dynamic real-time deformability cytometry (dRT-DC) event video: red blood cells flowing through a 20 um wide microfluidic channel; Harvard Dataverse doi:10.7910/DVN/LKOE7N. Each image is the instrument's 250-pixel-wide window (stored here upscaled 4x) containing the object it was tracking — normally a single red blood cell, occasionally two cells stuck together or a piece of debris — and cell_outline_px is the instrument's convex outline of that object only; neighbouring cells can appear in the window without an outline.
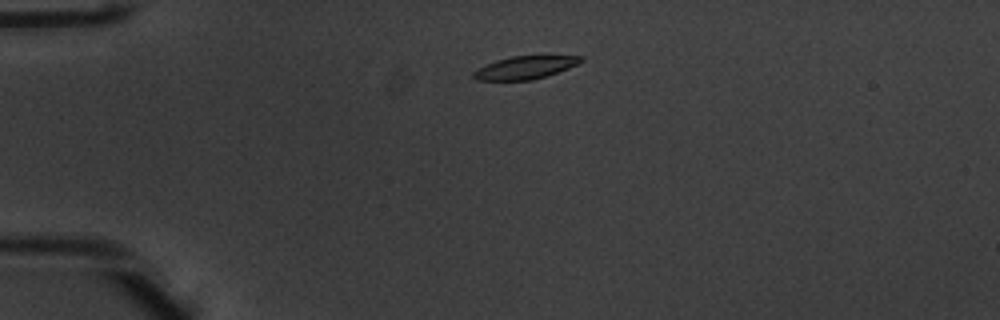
{"species": "common noctule bat (a hibernating species)", "species_latin": "Nyctalus noctula", "temperature_condition": "warm", "stored_images_in_passage": 45, "camera_frame_rate_fps": 3000, "um_per_image_px": 0.085, "animal": {"sex": "male", "body_mass_g": 20.1, "forearm_length_mm": 53.5}, "frame": {"image": 1, "passage_image": 6, "time_ms": 1.667, "image_size_px": [1000, 320], "cell_outline_px": [[584, 60], [568, 68], [532, 80], [476, 80], [472, 76], [472, 72], [496, 60], [512, 56], [584, 56]], "centroid_in_image_um": [44.61, 5.74], "position_along_channel_um": 40.4, "area_um2": 13.99}}
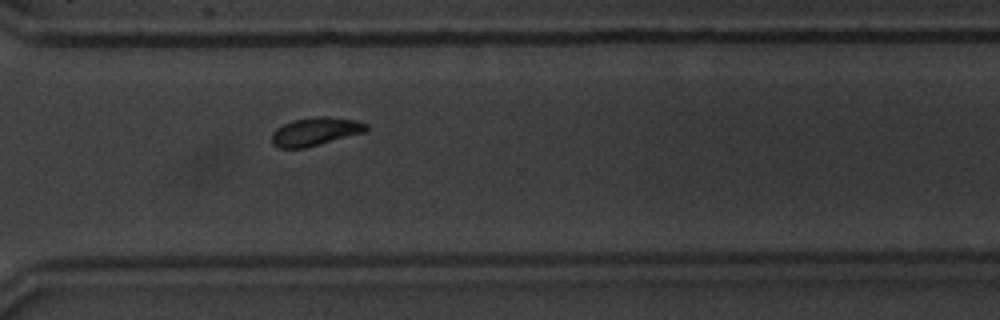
{"frame": {"image": 2, "passage_image": 32, "time_ms": 10.333, "image_size_px": [1000, 320], "cell_outline_px": [[368, 132], [304, 148], [280, 148], [272, 144], [272, 132], [276, 128], [292, 120], [356, 120], [368, 124]], "centroid_in_image_um": [26.8, 11.25], "position_along_channel_um": 343.8, "area_um2": 14.68}}
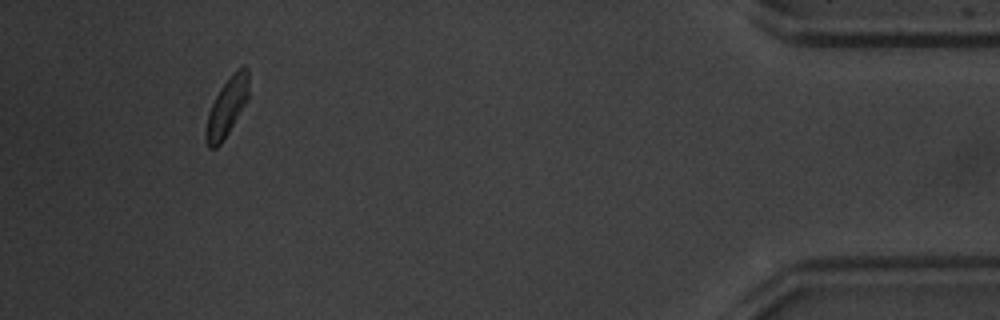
{"frame": {"image": 3, "passage_image": 42, "time_ms": 13.667, "image_size_px": [1000, 320], "cell_outline_px": [[248, 100], [228, 132], [220, 144], [216, 148], [208, 148], [204, 140], [204, 132], [208, 112], [220, 88], [232, 72], [236, 68], [244, 64], [248, 68]], "centroid_in_image_um": [19.27, 9.08], "position_along_channel_um": 415.9, "area_um2": 14.8}, "authors_computed_cell_mechanics": {"area_um2": 15.317, "velocity_mm_per_s": 3.9316, "shape_relaxation_time_tau1_ms": 2.6947, "shape_relaxation_time_tau2_ms": 7.5679, "deformation_change_tau1": 0.1515, "deformation_change_tau2": 0.1329}}